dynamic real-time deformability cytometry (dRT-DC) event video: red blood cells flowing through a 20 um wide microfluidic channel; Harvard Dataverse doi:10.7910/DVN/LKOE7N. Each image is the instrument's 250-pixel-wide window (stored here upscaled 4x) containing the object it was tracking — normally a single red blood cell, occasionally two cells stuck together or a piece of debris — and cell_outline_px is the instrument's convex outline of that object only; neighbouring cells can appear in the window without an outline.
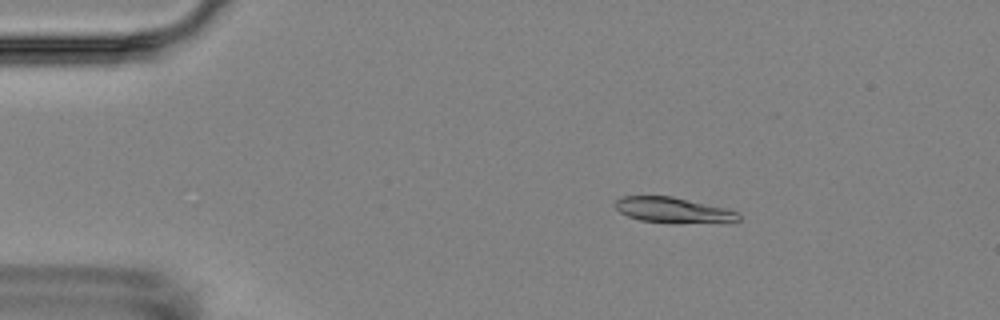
{"species": "Egyptian fruit bat (a non-hibernating species)", "species_latin": "Rousettus aegyptiacus", "temperature_condition": "room temperature", "stored_images_in_passage": 5, "camera_frame_rate_fps": 3000, "um_per_image_px": 0.085, "animal": {"sex": "female"}, "frame": {"image": 1, "passage_image": 3, "time_ms": 2.333, "image_size_px": [1000, 320], "cell_outline_px": [[740, 220], [640, 220], [628, 216], [620, 212], [612, 204], [616, 200], [624, 196], [672, 196], [724, 208], [740, 212]], "centroid_in_image_um": [57.08, 17.78], "position_along_channel_um": 27.9, "area_um2": 16.82}}